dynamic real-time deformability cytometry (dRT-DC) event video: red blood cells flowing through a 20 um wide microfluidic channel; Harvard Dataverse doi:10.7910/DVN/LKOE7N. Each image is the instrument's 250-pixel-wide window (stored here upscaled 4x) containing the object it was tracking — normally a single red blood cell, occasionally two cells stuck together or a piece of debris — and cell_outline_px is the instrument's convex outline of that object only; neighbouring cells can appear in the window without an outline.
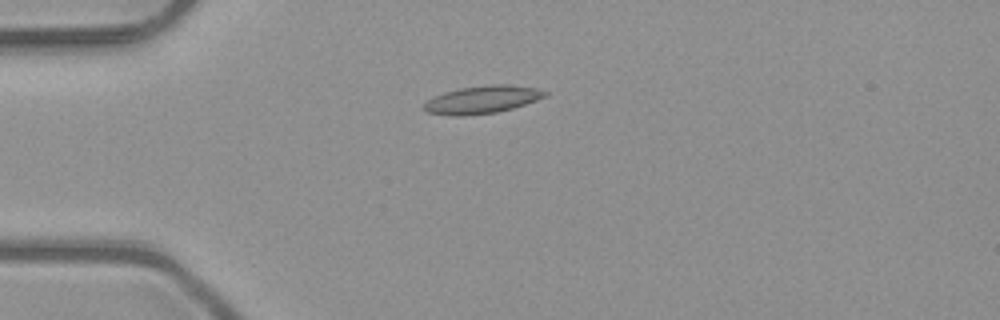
{"species": "common noctule bat (a hibernating species)", "species_latin": "Nyctalus noctula", "temperature_condition": "room temperature", "stored_images_in_passage": 2, "camera_frame_rate_fps": 3000, "um_per_image_px": 0.085, "animal": {"sex": "male", "body_mass_g": 23.1, "forearm_length_mm": 52.7}, "frame": {"image": 1, "passage_image": 1, "time_ms": 0.0, "image_size_px": [1000, 320], "cell_outline_px": [[548, 96], [512, 108], [496, 112], [464, 116], [456, 116], [428, 112], [424, 108], [424, 104], [428, 100], [444, 92], [460, 88], [488, 84], [508, 84], [536, 88], [548, 92]], "centroid_in_image_um": [41.02, 8.45], "position_along_channel_um": 44.0, "area_um2": 19.36}}